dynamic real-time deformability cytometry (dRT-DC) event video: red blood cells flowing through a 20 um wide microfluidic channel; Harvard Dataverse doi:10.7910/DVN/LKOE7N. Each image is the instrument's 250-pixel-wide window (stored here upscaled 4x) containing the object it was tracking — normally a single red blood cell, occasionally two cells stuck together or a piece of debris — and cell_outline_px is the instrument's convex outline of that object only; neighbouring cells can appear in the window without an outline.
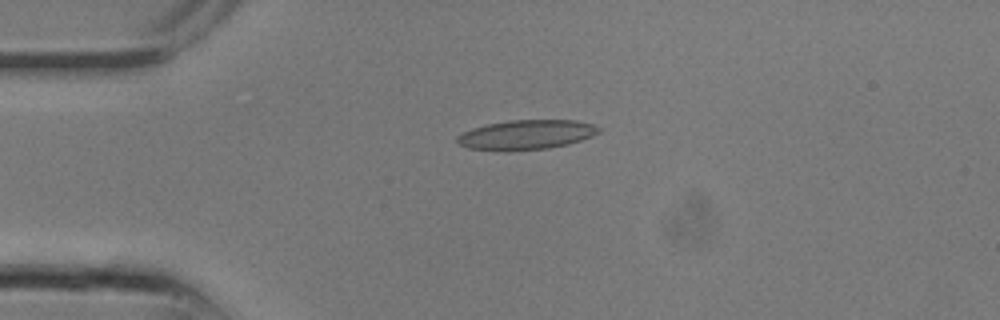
{"species": "common noctule bat (a hibernating species)", "species_latin": "Nyctalus noctula", "temperature_condition": "room temperature", "stored_images_in_passage": 10, "camera_frame_rate_fps": 3000, "um_per_image_px": 0.085, "animal": {"sex": "male", "body_mass_g": 13.3}, "frame": {"image": 1, "passage_image": 6, "time_ms": 1.667, "image_size_px": [1000, 320], "cell_outline_px": [[600, 132], [592, 136], [568, 144], [548, 148], [508, 152], [468, 148], [460, 144], [456, 140], [456, 136], [460, 132], [472, 128], [488, 124], [508, 120], [576, 120], [592, 124], [600, 128]], "centroid_in_image_um": [44.69, 11.46], "position_along_channel_um": 40.3, "area_um2": 24.68}}
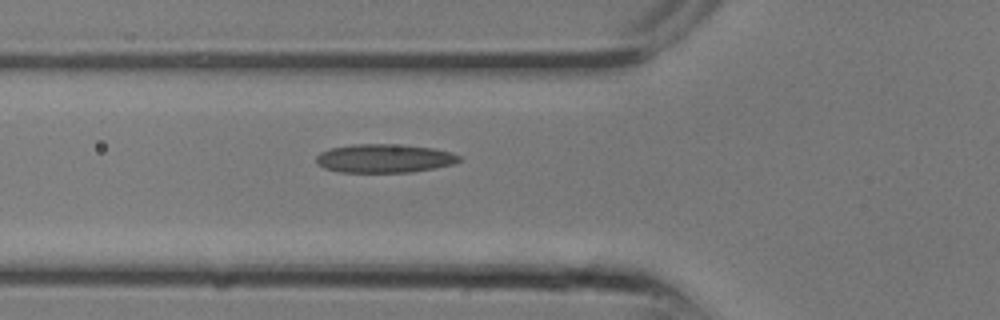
{"frame": {"image": 2, "passage_image": 9, "time_ms": 2.667, "image_size_px": [1000, 320], "cell_outline_px": [[464, 160], [452, 164], [412, 172], [340, 172], [324, 168], [316, 164], [316, 156], [320, 152], [328, 148], [352, 144], [392, 144], [432, 148], [452, 152], [460, 156]], "centroid_in_image_um": [32.64, 13.46], "position_along_channel_um": 93.2, "area_um2": 23.93}}